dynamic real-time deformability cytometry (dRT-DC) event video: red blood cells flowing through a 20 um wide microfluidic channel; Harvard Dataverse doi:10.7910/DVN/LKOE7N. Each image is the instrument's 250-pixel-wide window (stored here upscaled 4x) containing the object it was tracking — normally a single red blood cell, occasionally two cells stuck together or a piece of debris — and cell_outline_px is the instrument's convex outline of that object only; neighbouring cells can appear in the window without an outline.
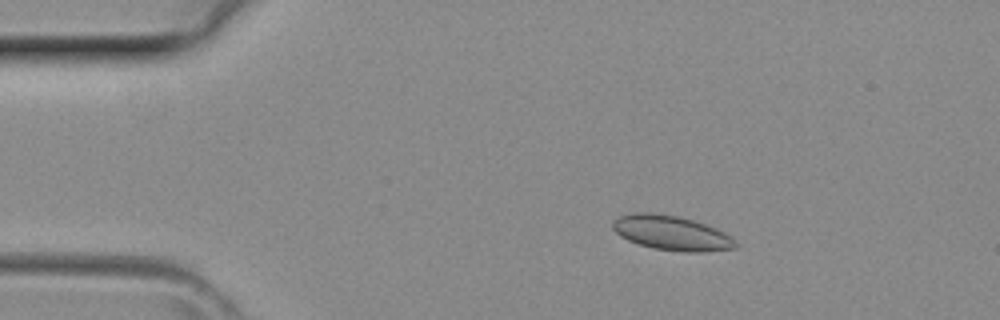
{"species": "common noctule bat (a hibernating species)", "species_latin": "Nyctalus noctula", "temperature_condition": "room temperature", "stored_images_in_passage": 3, "camera_frame_rate_fps": 3000, "um_per_image_px": 0.085, "animal": {"sex": "female", "body_mass_g": 29.2, "forearm_length_mm": 56.3}, "frame": {"image": 1, "passage_image": 2, "time_ms": 0.333, "image_size_px": [1000, 320], "cell_outline_px": [[736, 248], [704, 252], [684, 252], [652, 248], [628, 240], [620, 236], [612, 228], [612, 220], [616, 216], [632, 212], [652, 212], [680, 216], [716, 228], [724, 232], [736, 244]], "centroid_in_image_um": [57.0, 19.78], "position_along_channel_um": 28.0, "area_um2": 24.85}}